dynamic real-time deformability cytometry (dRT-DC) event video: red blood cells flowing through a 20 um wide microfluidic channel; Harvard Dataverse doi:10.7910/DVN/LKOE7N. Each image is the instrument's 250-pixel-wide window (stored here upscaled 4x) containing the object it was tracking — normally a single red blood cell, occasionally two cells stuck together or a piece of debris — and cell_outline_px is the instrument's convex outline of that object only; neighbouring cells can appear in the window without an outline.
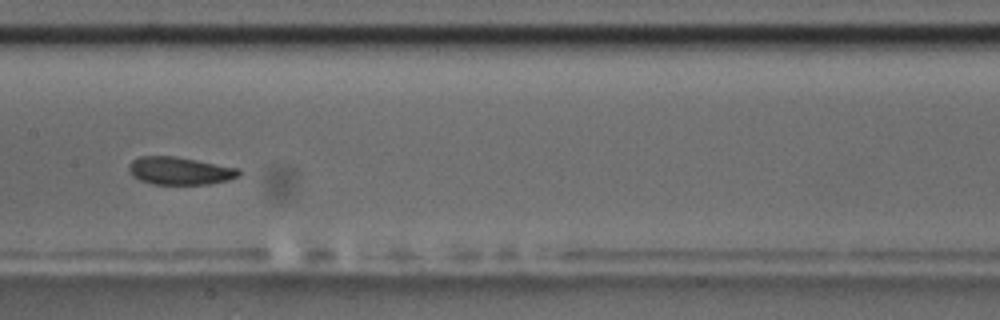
{"species": "common noctule bat (a hibernating species)", "species_latin": "Nyctalus noctula", "temperature_condition": "room temperature", "stored_images_in_passage": 11, "camera_frame_rate_fps": 3000, "um_per_image_px": 0.085, "animal": {"sex": "male", "body_mass_g": 17.5, "forearm_length_mm": 52.3}, "frame": {"image": 1, "passage_image": 7, "time_ms": 7.0, "image_size_px": [1000, 320], "cell_outline_px": [[240, 176], [228, 180], [208, 184], [152, 184], [140, 180], [132, 176], [128, 168], [128, 164], [132, 160], [140, 156], [176, 156], [240, 168]], "centroid_in_image_um": [15.28, 14.51], "position_along_channel_um": 192.1, "area_um2": 17.92}}